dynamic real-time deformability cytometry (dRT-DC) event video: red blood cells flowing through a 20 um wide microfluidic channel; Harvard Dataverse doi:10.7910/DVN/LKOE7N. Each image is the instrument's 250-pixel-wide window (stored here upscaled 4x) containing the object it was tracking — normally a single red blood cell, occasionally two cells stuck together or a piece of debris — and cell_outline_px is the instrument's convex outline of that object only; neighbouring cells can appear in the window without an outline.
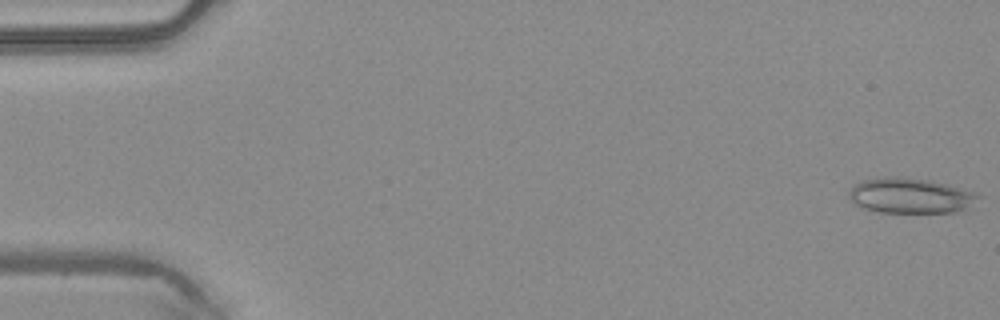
{"species": "common noctule bat (a hibernating species)", "species_latin": "Nyctalus noctula", "temperature_condition": "warm", "stored_images_in_passage": 49, "camera_frame_rate_fps": 3000, "um_per_image_px": 0.085, "animal": {"sex": "male", "body_mass_g": 20.4}, "frame": {"image": 1, "passage_image": 1, "time_ms": 0.0, "image_size_px": [1000, 320], "cell_outline_px": [[980, 196], [964, 212], [880, 212], [864, 208], [856, 204], [848, 196], [848, 192], [856, 184], [864, 180], [884, 176], [900, 176], [928, 180], [944, 184], [972, 192]], "centroid_in_image_um": [77.36, 16.63], "position_along_channel_um": 7.6, "area_um2": 26.24}}
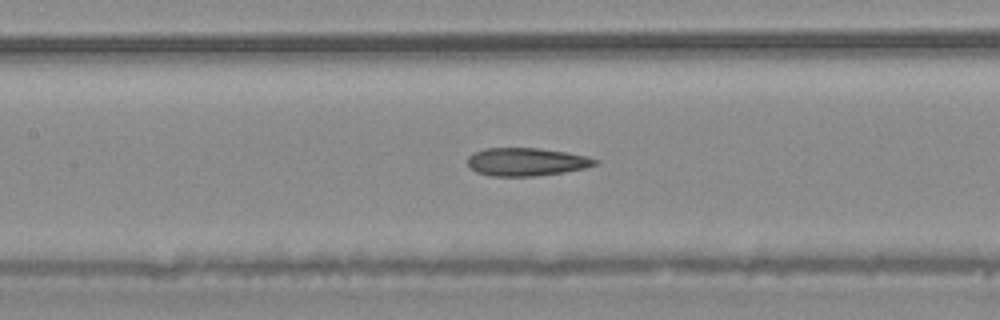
{"frame": {"image": 2, "passage_image": 23, "time_ms": 7.333, "image_size_px": [1000, 320], "cell_outline_px": [[600, 164], [584, 168], [564, 172], [536, 176], [492, 176], [476, 172], [468, 164], [468, 156], [472, 152], [488, 148], [540, 148], [588, 156], [600, 160]], "centroid_in_image_um": [44.78, 13.75], "position_along_channel_um": 162.6, "area_um2": 20.92}}
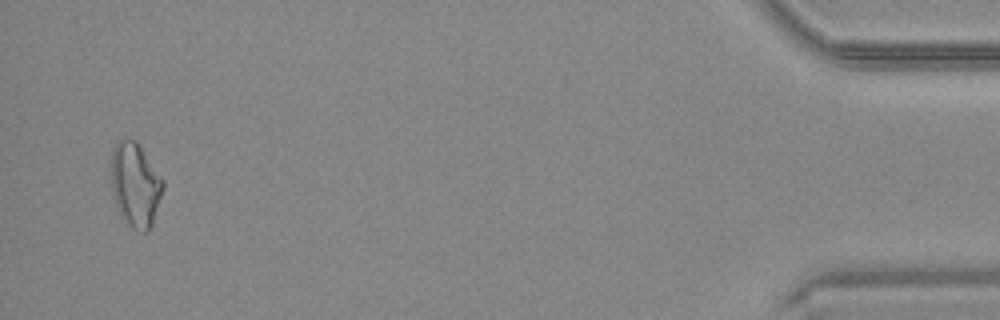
{"frame": {"image": 3, "passage_image": 48, "time_ms": 15.667, "image_size_px": [1000, 320], "cell_outline_px": [[164, 188], [152, 224], [148, 232], [140, 232], [124, 224], [120, 216], [112, 192], [112, 148], [116, 140], [136, 140], [164, 180]], "centroid_in_image_um": [11.5, 15.74], "position_along_channel_um": 423.7, "area_um2": 25.61}, "authors_computed_cell_mechanics": {"area_um2": 21.964, "velocity_mm_per_s": 4.1264, "shape_relaxation_time_tau1_ms": null, "shape_relaxation_time_tau2_ms": 4.898, "deformation_change_tau1": null, "deformation_change_tau2": 0.1481}}